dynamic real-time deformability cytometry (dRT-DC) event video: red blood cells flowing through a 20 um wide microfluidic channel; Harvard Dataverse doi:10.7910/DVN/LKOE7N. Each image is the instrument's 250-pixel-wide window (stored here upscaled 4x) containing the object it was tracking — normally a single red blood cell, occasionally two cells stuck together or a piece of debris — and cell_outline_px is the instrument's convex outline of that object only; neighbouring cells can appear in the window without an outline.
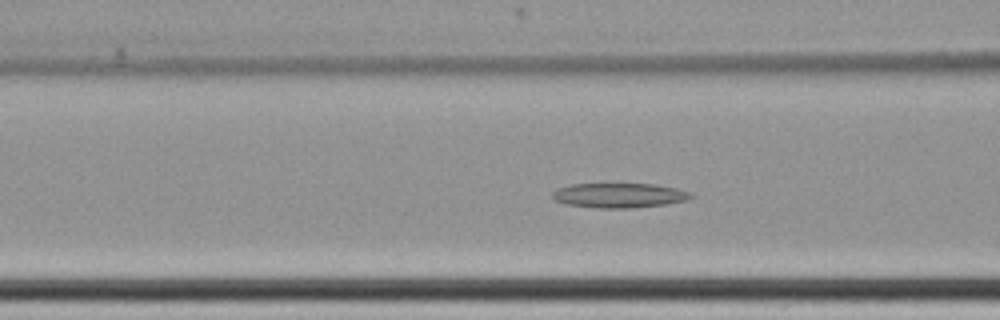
{"species": "common noctule bat (a hibernating species)", "species_latin": "Nyctalus noctula", "temperature_condition": "cold", "stored_images_in_passage": 66, "camera_frame_rate_fps": 3000, "um_per_image_px": 0.085, "animal": {"sex": "female", "body_mass_g": 22.7, "forearm_length_mm": 54.2}, "frame": {"image": 1, "passage_image": 30, "time_ms": 9.667, "image_size_px": [1000, 320], "cell_outline_px": [[696, 196], [688, 200], [664, 204], [632, 208], [596, 208], [564, 204], [556, 200], [552, 196], [552, 192], [556, 188], [572, 184], [656, 184], [676, 188], [692, 192]], "centroid_in_image_um": [52.65, 16.61], "position_along_channel_um": 113.9, "area_um2": 20.11}}
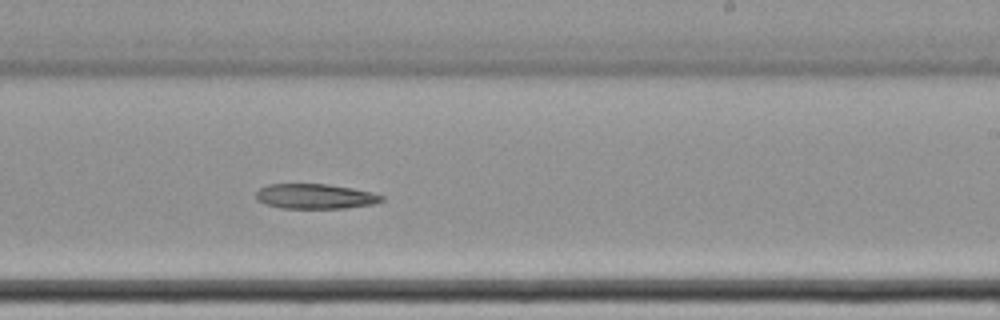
{"frame": {"image": 2, "passage_image": 43, "time_ms": 14.0, "image_size_px": [1000, 320], "cell_outline_px": [[384, 200], [376, 204], [344, 208], [280, 208], [264, 204], [256, 200], [256, 192], [260, 188], [268, 184], [328, 184], [352, 188], [372, 192], [384, 196]], "centroid_in_image_um": [26.79, 16.69], "position_along_channel_um": 262.2, "area_um2": 18.44}}
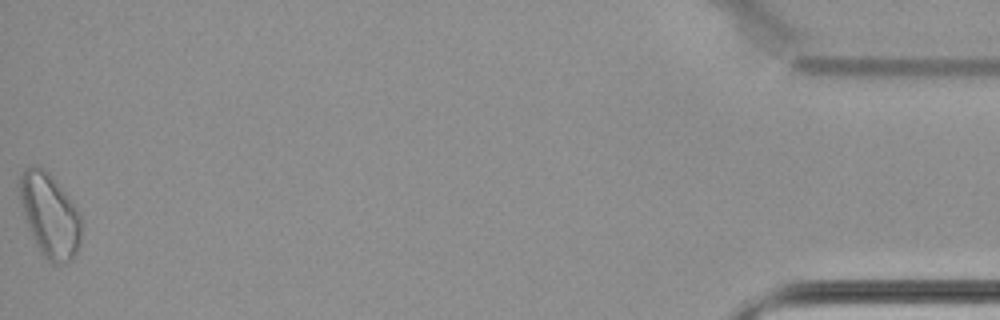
{"frame": {"image": 3, "passage_image": 66, "time_ms": 21.667, "image_size_px": [1000, 320], "cell_outline_px": [[80, 244], [72, 260], [60, 264], [52, 264], [40, 252], [28, 228], [20, 204], [16, 184], [20, 172], [24, 168], [36, 164], [44, 168], [48, 172], [68, 196], [80, 212]], "centroid_in_image_um": [4.17, 18.25], "position_along_channel_um": 431.0, "area_um2": 30.58}}